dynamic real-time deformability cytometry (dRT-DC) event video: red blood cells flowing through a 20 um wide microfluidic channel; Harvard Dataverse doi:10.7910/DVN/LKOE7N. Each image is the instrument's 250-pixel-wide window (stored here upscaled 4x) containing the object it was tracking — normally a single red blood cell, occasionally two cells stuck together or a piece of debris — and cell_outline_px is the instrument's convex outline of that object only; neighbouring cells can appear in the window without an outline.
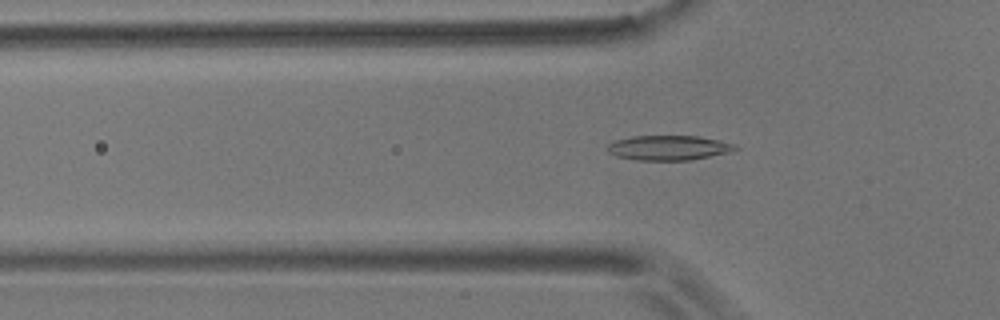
{"species": "common noctule bat (a hibernating species)", "species_latin": "Nyctalus noctula", "temperature_condition": "room temperature", "stored_images_in_passage": 56, "camera_frame_rate_fps": 3000, "um_per_image_px": 0.085, "animal": {"sex": "male", "body_mass_g": 17.9}, "frame": {"image": 1, "passage_image": 18, "time_ms": 5.667, "image_size_px": [1000, 320], "cell_outline_px": [[740, 148], [732, 152], [692, 160], [636, 160], [616, 156], [608, 152], [604, 148], [608, 144], [616, 140], [632, 136], [696, 136], [736, 144]], "centroid_in_image_um": [56.83, 12.57], "position_along_channel_um": 69.0, "area_um2": 18.61}}
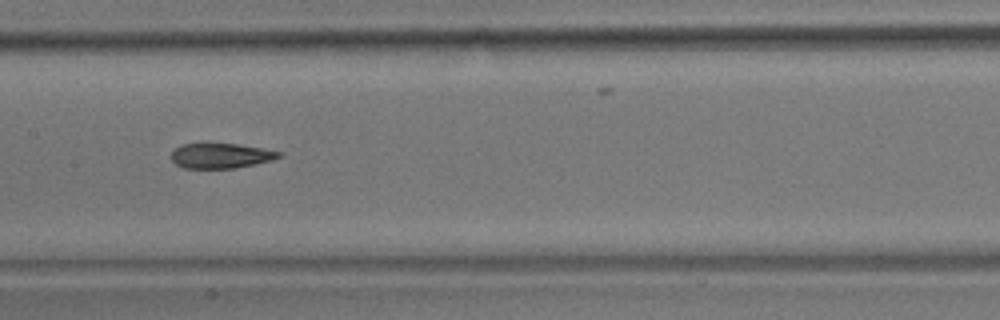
{"frame": {"image": 2, "passage_image": 28, "time_ms": 9.0, "image_size_px": [1000, 320], "cell_outline_px": [[284, 152], [280, 156], [256, 164], [232, 168], [184, 168], [176, 164], [172, 160], [172, 152], [176, 148], [184, 144], [208, 140], [236, 144]], "centroid_in_image_um": [18.71, 13.19], "position_along_channel_um": 188.7, "area_um2": 16.07}}
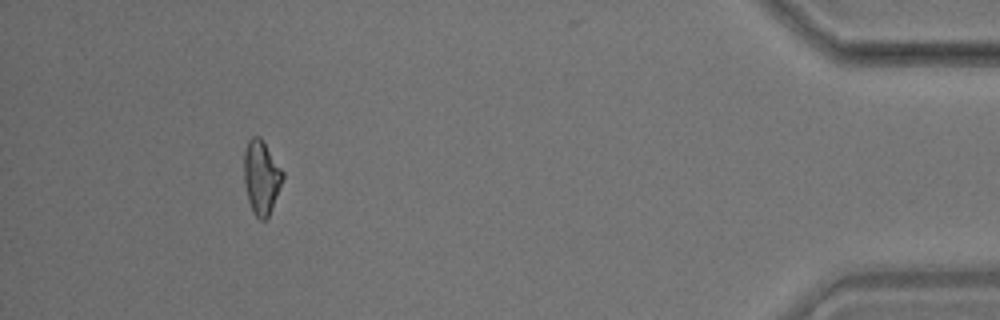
{"frame": {"image": 3, "passage_image": 52, "time_ms": 17.0, "image_size_px": [1000, 320], "cell_outline_px": [[284, 176], [272, 208], [268, 216], [264, 220], [260, 220], [252, 212], [248, 200], [244, 184], [244, 148], [248, 140], [252, 136], [260, 136], [264, 140], [284, 172]], "centroid_in_image_um": [22.2, 15.02], "position_along_channel_um": 413.0, "area_um2": 16.88}, "authors_computed_cell_mechanics": {"area_um2": 17.0799, "velocity_mm_per_s": 3.57, "shape_relaxation_time_tau1_ms": 5.6269, "shape_relaxation_time_tau2_ms": 3.5658, "deformation_change_tau1": 0.1461, "deformation_change_tau2": 0.1074}}